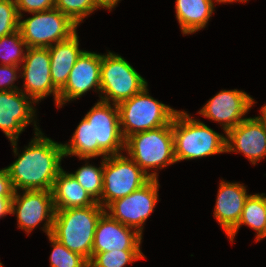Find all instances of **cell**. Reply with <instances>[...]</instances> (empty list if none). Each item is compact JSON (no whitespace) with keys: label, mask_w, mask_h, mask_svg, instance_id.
<instances>
[{"label":"cell","mask_w":266,"mask_h":267,"mask_svg":"<svg viewBox=\"0 0 266 267\" xmlns=\"http://www.w3.org/2000/svg\"><path fill=\"white\" fill-rule=\"evenodd\" d=\"M65 157L105 158L123 153L117 104L98 100L81 119L71 139L62 143Z\"/></svg>","instance_id":"obj_1"},{"label":"cell","mask_w":266,"mask_h":267,"mask_svg":"<svg viewBox=\"0 0 266 267\" xmlns=\"http://www.w3.org/2000/svg\"><path fill=\"white\" fill-rule=\"evenodd\" d=\"M10 143L14 156L18 158L5 168L14 190L52 191L55 179L63 169L61 161L65 154L62 143L45 136L42 131L34 134L21 154L18 140Z\"/></svg>","instance_id":"obj_2"},{"label":"cell","mask_w":266,"mask_h":267,"mask_svg":"<svg viewBox=\"0 0 266 267\" xmlns=\"http://www.w3.org/2000/svg\"><path fill=\"white\" fill-rule=\"evenodd\" d=\"M173 139L176 163L226 153V133L214 131L184 110L173 118Z\"/></svg>","instance_id":"obj_3"},{"label":"cell","mask_w":266,"mask_h":267,"mask_svg":"<svg viewBox=\"0 0 266 267\" xmlns=\"http://www.w3.org/2000/svg\"><path fill=\"white\" fill-rule=\"evenodd\" d=\"M104 212L98 202L84 208L55 210L51 236L90 261L96 225Z\"/></svg>","instance_id":"obj_4"},{"label":"cell","mask_w":266,"mask_h":267,"mask_svg":"<svg viewBox=\"0 0 266 267\" xmlns=\"http://www.w3.org/2000/svg\"><path fill=\"white\" fill-rule=\"evenodd\" d=\"M124 151L146 174L158 179V170L176 163L173 120L168 125L129 136Z\"/></svg>","instance_id":"obj_5"},{"label":"cell","mask_w":266,"mask_h":267,"mask_svg":"<svg viewBox=\"0 0 266 267\" xmlns=\"http://www.w3.org/2000/svg\"><path fill=\"white\" fill-rule=\"evenodd\" d=\"M123 138L153 130L172 122L178 110L149 94L148 85L139 93L117 104Z\"/></svg>","instance_id":"obj_6"},{"label":"cell","mask_w":266,"mask_h":267,"mask_svg":"<svg viewBox=\"0 0 266 267\" xmlns=\"http://www.w3.org/2000/svg\"><path fill=\"white\" fill-rule=\"evenodd\" d=\"M147 85V80L121 55L111 51L102 54L99 100L119 104Z\"/></svg>","instance_id":"obj_7"},{"label":"cell","mask_w":266,"mask_h":267,"mask_svg":"<svg viewBox=\"0 0 266 267\" xmlns=\"http://www.w3.org/2000/svg\"><path fill=\"white\" fill-rule=\"evenodd\" d=\"M31 14L26 19L19 18V30L27 47L48 48L78 31V26L55 7Z\"/></svg>","instance_id":"obj_8"},{"label":"cell","mask_w":266,"mask_h":267,"mask_svg":"<svg viewBox=\"0 0 266 267\" xmlns=\"http://www.w3.org/2000/svg\"><path fill=\"white\" fill-rule=\"evenodd\" d=\"M150 179L128 155L105 157L101 206L106 209L113 201L128 196Z\"/></svg>","instance_id":"obj_9"},{"label":"cell","mask_w":266,"mask_h":267,"mask_svg":"<svg viewBox=\"0 0 266 267\" xmlns=\"http://www.w3.org/2000/svg\"><path fill=\"white\" fill-rule=\"evenodd\" d=\"M54 214L52 191L23 190L14 192L11 215H16L17 227L24 230L27 235L43 223L41 230L47 236L51 235Z\"/></svg>","instance_id":"obj_10"},{"label":"cell","mask_w":266,"mask_h":267,"mask_svg":"<svg viewBox=\"0 0 266 267\" xmlns=\"http://www.w3.org/2000/svg\"><path fill=\"white\" fill-rule=\"evenodd\" d=\"M159 188L158 179L151 178L128 196L113 201L105 212L121 224L132 227L143 235L145 221L153 213L159 201Z\"/></svg>","instance_id":"obj_11"},{"label":"cell","mask_w":266,"mask_h":267,"mask_svg":"<svg viewBox=\"0 0 266 267\" xmlns=\"http://www.w3.org/2000/svg\"><path fill=\"white\" fill-rule=\"evenodd\" d=\"M23 85L20 90L36 104L48 96L54 98L58 108L59 90L52 83L50 74V53L48 48L27 47L25 58L20 65Z\"/></svg>","instance_id":"obj_12"},{"label":"cell","mask_w":266,"mask_h":267,"mask_svg":"<svg viewBox=\"0 0 266 267\" xmlns=\"http://www.w3.org/2000/svg\"><path fill=\"white\" fill-rule=\"evenodd\" d=\"M34 104L20 89L0 91V129L9 141L18 140L30 124L34 125V134L41 131Z\"/></svg>","instance_id":"obj_13"},{"label":"cell","mask_w":266,"mask_h":267,"mask_svg":"<svg viewBox=\"0 0 266 267\" xmlns=\"http://www.w3.org/2000/svg\"><path fill=\"white\" fill-rule=\"evenodd\" d=\"M257 103L247 92L239 89L217 92L197 112L203 117L218 122L224 133L237 126Z\"/></svg>","instance_id":"obj_14"},{"label":"cell","mask_w":266,"mask_h":267,"mask_svg":"<svg viewBox=\"0 0 266 267\" xmlns=\"http://www.w3.org/2000/svg\"><path fill=\"white\" fill-rule=\"evenodd\" d=\"M102 54L84 50L72 67L66 84L59 90L58 108L81 98L93 89L99 92Z\"/></svg>","instance_id":"obj_15"},{"label":"cell","mask_w":266,"mask_h":267,"mask_svg":"<svg viewBox=\"0 0 266 267\" xmlns=\"http://www.w3.org/2000/svg\"><path fill=\"white\" fill-rule=\"evenodd\" d=\"M242 153L252 165L266 158V121L248 117L226 132V153Z\"/></svg>","instance_id":"obj_16"},{"label":"cell","mask_w":266,"mask_h":267,"mask_svg":"<svg viewBox=\"0 0 266 267\" xmlns=\"http://www.w3.org/2000/svg\"><path fill=\"white\" fill-rule=\"evenodd\" d=\"M142 238L136 229L121 224L104 212L96 225L92 257L102 252L141 251Z\"/></svg>","instance_id":"obj_17"},{"label":"cell","mask_w":266,"mask_h":267,"mask_svg":"<svg viewBox=\"0 0 266 267\" xmlns=\"http://www.w3.org/2000/svg\"><path fill=\"white\" fill-rule=\"evenodd\" d=\"M247 188L240 182L221 180L218 186L213 217L228 235L240 221L244 203L249 196Z\"/></svg>","instance_id":"obj_18"},{"label":"cell","mask_w":266,"mask_h":267,"mask_svg":"<svg viewBox=\"0 0 266 267\" xmlns=\"http://www.w3.org/2000/svg\"><path fill=\"white\" fill-rule=\"evenodd\" d=\"M79 42V36L76 32L69 39L48 47L52 83L58 90L66 84L72 67L84 51L80 49Z\"/></svg>","instance_id":"obj_19"},{"label":"cell","mask_w":266,"mask_h":267,"mask_svg":"<svg viewBox=\"0 0 266 267\" xmlns=\"http://www.w3.org/2000/svg\"><path fill=\"white\" fill-rule=\"evenodd\" d=\"M52 194L55 210L84 208L97 203L75 177L64 169L55 179Z\"/></svg>","instance_id":"obj_20"},{"label":"cell","mask_w":266,"mask_h":267,"mask_svg":"<svg viewBox=\"0 0 266 267\" xmlns=\"http://www.w3.org/2000/svg\"><path fill=\"white\" fill-rule=\"evenodd\" d=\"M216 0H176L175 13L184 35L206 28L215 11Z\"/></svg>","instance_id":"obj_21"},{"label":"cell","mask_w":266,"mask_h":267,"mask_svg":"<svg viewBox=\"0 0 266 267\" xmlns=\"http://www.w3.org/2000/svg\"><path fill=\"white\" fill-rule=\"evenodd\" d=\"M242 225L248 226L256 232V243L266 238V209L264 204V193L250 194L246 198L240 221L227 235L230 242L233 243L234 238Z\"/></svg>","instance_id":"obj_22"},{"label":"cell","mask_w":266,"mask_h":267,"mask_svg":"<svg viewBox=\"0 0 266 267\" xmlns=\"http://www.w3.org/2000/svg\"><path fill=\"white\" fill-rule=\"evenodd\" d=\"M79 160H84L85 164L82 167H79L74 173L72 172L71 174L85 189V191L101 205L104 158H101V163L99 167L92 165V163L90 164L88 162L90 158H79Z\"/></svg>","instance_id":"obj_23"},{"label":"cell","mask_w":266,"mask_h":267,"mask_svg":"<svg viewBox=\"0 0 266 267\" xmlns=\"http://www.w3.org/2000/svg\"><path fill=\"white\" fill-rule=\"evenodd\" d=\"M27 46L18 29L0 38V65L19 66L25 58Z\"/></svg>","instance_id":"obj_24"},{"label":"cell","mask_w":266,"mask_h":267,"mask_svg":"<svg viewBox=\"0 0 266 267\" xmlns=\"http://www.w3.org/2000/svg\"><path fill=\"white\" fill-rule=\"evenodd\" d=\"M47 237L53 248L49 258L50 267H89V261L85 257L68 250L53 236Z\"/></svg>","instance_id":"obj_25"},{"label":"cell","mask_w":266,"mask_h":267,"mask_svg":"<svg viewBox=\"0 0 266 267\" xmlns=\"http://www.w3.org/2000/svg\"><path fill=\"white\" fill-rule=\"evenodd\" d=\"M146 258L141 251H111L96 253L89 261V267H126Z\"/></svg>","instance_id":"obj_26"},{"label":"cell","mask_w":266,"mask_h":267,"mask_svg":"<svg viewBox=\"0 0 266 267\" xmlns=\"http://www.w3.org/2000/svg\"><path fill=\"white\" fill-rule=\"evenodd\" d=\"M55 8L68 16L77 26L98 10L94 0H55Z\"/></svg>","instance_id":"obj_27"},{"label":"cell","mask_w":266,"mask_h":267,"mask_svg":"<svg viewBox=\"0 0 266 267\" xmlns=\"http://www.w3.org/2000/svg\"><path fill=\"white\" fill-rule=\"evenodd\" d=\"M19 29L15 0H0V38Z\"/></svg>","instance_id":"obj_28"},{"label":"cell","mask_w":266,"mask_h":267,"mask_svg":"<svg viewBox=\"0 0 266 267\" xmlns=\"http://www.w3.org/2000/svg\"><path fill=\"white\" fill-rule=\"evenodd\" d=\"M15 4L19 18H23L24 13L30 14L54 8L55 0H15Z\"/></svg>","instance_id":"obj_29"},{"label":"cell","mask_w":266,"mask_h":267,"mask_svg":"<svg viewBox=\"0 0 266 267\" xmlns=\"http://www.w3.org/2000/svg\"><path fill=\"white\" fill-rule=\"evenodd\" d=\"M20 78V67L0 65V91L18 90L15 81Z\"/></svg>","instance_id":"obj_30"},{"label":"cell","mask_w":266,"mask_h":267,"mask_svg":"<svg viewBox=\"0 0 266 267\" xmlns=\"http://www.w3.org/2000/svg\"><path fill=\"white\" fill-rule=\"evenodd\" d=\"M14 188L6 168L0 169V197H13Z\"/></svg>","instance_id":"obj_31"},{"label":"cell","mask_w":266,"mask_h":267,"mask_svg":"<svg viewBox=\"0 0 266 267\" xmlns=\"http://www.w3.org/2000/svg\"><path fill=\"white\" fill-rule=\"evenodd\" d=\"M13 197H0V219L11 214Z\"/></svg>","instance_id":"obj_32"},{"label":"cell","mask_w":266,"mask_h":267,"mask_svg":"<svg viewBox=\"0 0 266 267\" xmlns=\"http://www.w3.org/2000/svg\"><path fill=\"white\" fill-rule=\"evenodd\" d=\"M121 0H94L96 7L98 9H105L108 11H112Z\"/></svg>","instance_id":"obj_33"},{"label":"cell","mask_w":266,"mask_h":267,"mask_svg":"<svg viewBox=\"0 0 266 267\" xmlns=\"http://www.w3.org/2000/svg\"><path fill=\"white\" fill-rule=\"evenodd\" d=\"M217 1V4H220V3H222V4H224V3H237V2H240V3H245V2H248L249 0H216Z\"/></svg>","instance_id":"obj_34"},{"label":"cell","mask_w":266,"mask_h":267,"mask_svg":"<svg viewBox=\"0 0 266 267\" xmlns=\"http://www.w3.org/2000/svg\"><path fill=\"white\" fill-rule=\"evenodd\" d=\"M259 115L266 121V104L260 108Z\"/></svg>","instance_id":"obj_35"},{"label":"cell","mask_w":266,"mask_h":267,"mask_svg":"<svg viewBox=\"0 0 266 267\" xmlns=\"http://www.w3.org/2000/svg\"><path fill=\"white\" fill-rule=\"evenodd\" d=\"M264 204H265V209H266V194L264 193Z\"/></svg>","instance_id":"obj_36"}]
</instances>
